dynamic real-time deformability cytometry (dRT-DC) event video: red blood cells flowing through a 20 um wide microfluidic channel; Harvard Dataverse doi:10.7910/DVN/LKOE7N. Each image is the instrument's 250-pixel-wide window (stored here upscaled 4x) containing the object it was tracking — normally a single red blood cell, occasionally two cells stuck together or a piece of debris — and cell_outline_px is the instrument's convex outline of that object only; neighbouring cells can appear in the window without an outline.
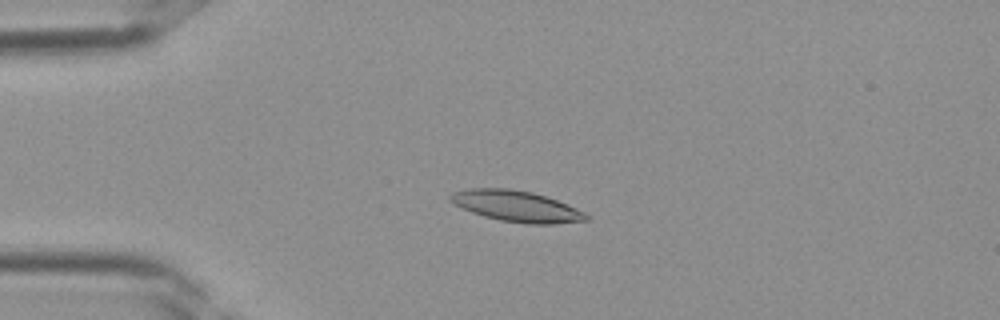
{"species": "Egyptian fruit bat (a non-hibernating species)", "species_latin": "Rousettus aegyptiacus", "temperature_condition": "room temperature", "stored_images_in_passage": 39, "camera_frame_rate_fps": 3000, "um_per_image_px": 0.085, "frame": {"image": 1, "passage_image": 10, "time_ms": 3.0, "image_size_px": [1000, 320], "cell_outline_px": [[588, 220], [552, 224], [528, 224], [500, 220], [484, 216], [472, 212], [452, 204], [448, 200], [448, 196], [452, 192], [472, 188], [508, 188], [532, 192], [556, 200], [576, 208], [584, 212], [588, 216]], "centroid_in_image_um": [43.84, 17.52], "position_along_channel_um": 41.2, "area_um2": 24.45}}
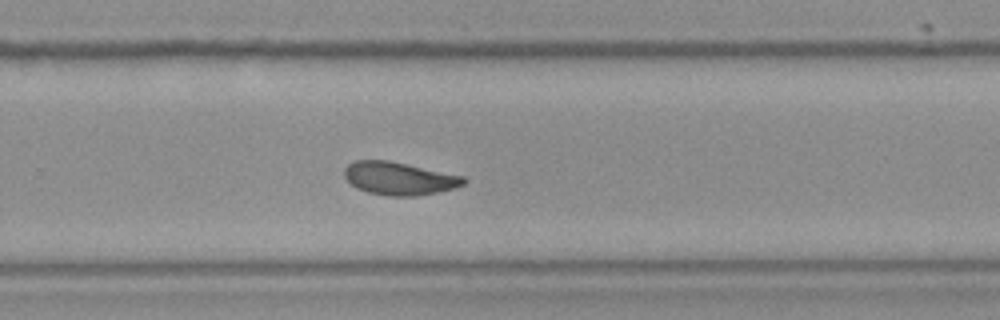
{"frame": {"image": 2, "passage_image": 26, "time_ms": 8.333, "image_size_px": [1000, 320], "cell_outline_px": [[468, 180], [464, 184], [456, 188], [416, 196], [388, 196], [368, 192], [356, 188], [344, 176], [344, 168], [352, 160], [388, 160], [464, 176]], "centroid_in_image_um": [33.93, 15.16], "position_along_channel_um": 295.9, "area_um2": 22.95}}
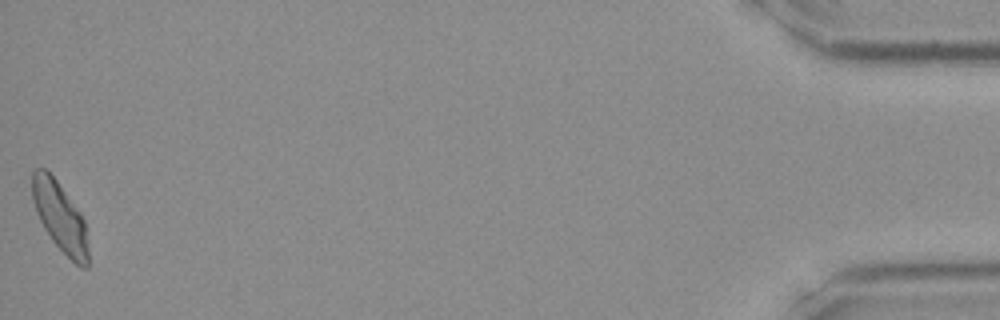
{"frame": {"image": 3, "passage_image": 39, "time_ms": 12.667, "image_size_px": [1000, 320], "cell_outline_px": [[88, 268], [80, 268], [52, 240], [44, 228], [36, 212], [32, 200], [32, 172], [36, 168], [44, 168], [56, 180], [80, 212], [84, 220], [88, 248]], "centroid_in_image_um": [5.09, 18.44], "position_along_channel_um": 430.1, "area_um2": 22.37}}